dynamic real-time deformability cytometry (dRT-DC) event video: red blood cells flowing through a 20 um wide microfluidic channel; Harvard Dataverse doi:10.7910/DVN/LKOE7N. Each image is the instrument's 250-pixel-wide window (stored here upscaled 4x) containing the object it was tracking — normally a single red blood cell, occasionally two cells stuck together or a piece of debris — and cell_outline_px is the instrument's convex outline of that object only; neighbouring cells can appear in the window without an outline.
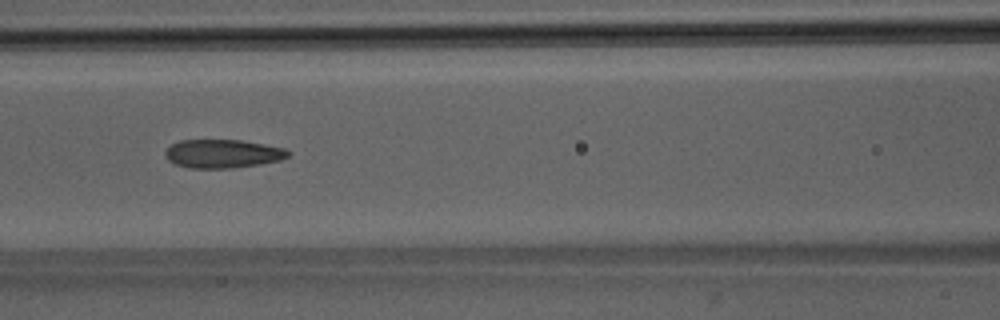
{"species": "Egyptian fruit bat (a non-hibernating species)", "species_latin": "Rousettus aegyptiacus", "temperature_condition": "room temperature", "stored_images_in_passage": 51, "camera_frame_rate_fps": 3000, "um_per_image_px": 0.085, "animal": {"sex": "male"}, "frame": {"image": 1, "passage_image": 23, "time_ms": 7.333, "image_size_px": [1000, 320], "cell_outline_px": [[292, 152], [288, 156], [280, 160], [260, 164], [232, 168], [188, 168], [176, 164], [168, 160], [164, 156], [164, 152], [172, 144], [180, 140], [240, 140], [264, 144], [284, 148]], "centroid_in_image_um": [18.93, 13.06], "position_along_channel_um": 147.7, "area_um2": 20.46}}
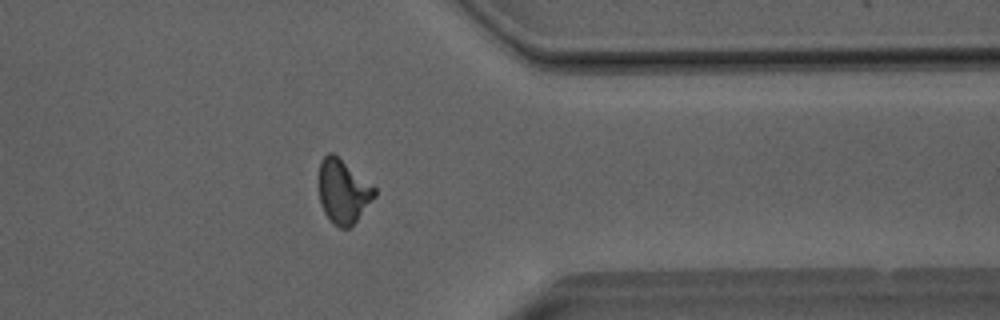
{"frame": {"image": 2, "passage_image": 41, "time_ms": 13.333, "image_size_px": [1000, 320], "cell_outline_px": [[376, 196], [356, 220], [348, 228], [340, 228], [324, 212], [320, 200], [320, 160], [328, 152], [332, 152], [376, 188]], "centroid_in_image_um": [29.18, 16.25], "position_along_channel_um": 382.2, "area_um2": 20.11}}
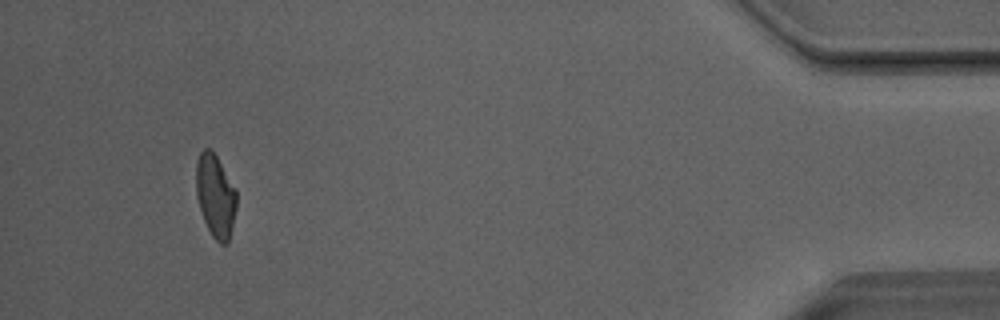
{"frame": {"image": 3, "passage_image": 48, "time_ms": 15.667, "image_size_px": [1000, 320], "cell_outline_px": [[236, 208], [228, 244], [220, 244], [212, 236], [204, 220], [196, 196], [196, 160], [200, 152], [204, 148], [212, 148], [236, 188]], "centroid_in_image_um": [18.31, 16.61], "position_along_channel_um": 416.9, "area_um2": 19.71}}